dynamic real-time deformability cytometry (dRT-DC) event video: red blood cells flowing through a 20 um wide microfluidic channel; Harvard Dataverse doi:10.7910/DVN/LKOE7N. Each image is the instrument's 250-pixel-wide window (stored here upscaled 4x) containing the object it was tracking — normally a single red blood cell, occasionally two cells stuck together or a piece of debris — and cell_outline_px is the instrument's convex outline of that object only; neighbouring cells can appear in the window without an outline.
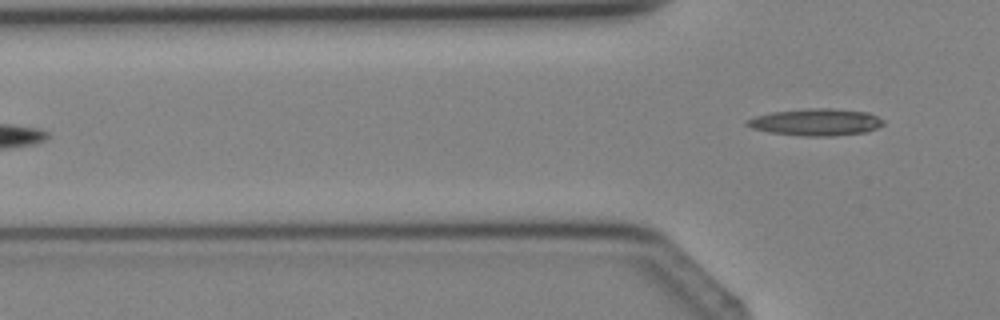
{"species": "Egyptian fruit bat (a non-hibernating species)", "species_latin": "Rousettus aegyptiacus", "temperature_condition": "cold", "stored_images_in_passage": 5, "camera_frame_rate_fps": 3000, "um_per_image_px": 0.085, "animal": {"sex": "female"}, "frame": {"image": 1, "passage_image": 5, "time_ms": 5.0, "image_size_px": [1000, 320], "cell_outline_px": [[884, 124], [868, 132], [836, 136], [804, 136], [768, 132], [752, 128], [744, 124], [744, 120], [756, 116], [772, 112], [808, 108], [832, 108], [868, 112], [884, 120]], "centroid_in_image_um": [69.35, 10.38], "position_along_channel_um": 56.4, "area_um2": 21.62}}